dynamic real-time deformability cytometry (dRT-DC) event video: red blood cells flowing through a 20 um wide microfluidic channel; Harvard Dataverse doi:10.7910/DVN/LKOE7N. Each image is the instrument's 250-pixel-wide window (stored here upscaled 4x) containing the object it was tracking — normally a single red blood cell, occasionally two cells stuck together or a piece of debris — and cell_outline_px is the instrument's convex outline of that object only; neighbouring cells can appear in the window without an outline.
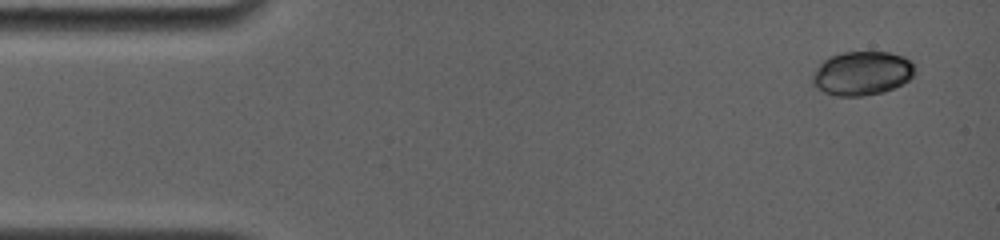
{"species": "common noctule bat (a hibernating species)", "species_latin": "Nyctalus noctula", "temperature_condition": "room temperature", "stored_images_in_passage": 21, "camera_frame_rate_fps": 4000, "um_per_image_px": 0.085, "animal": {"sex": "female", "body_mass_g": 19.0, "forearm_length_mm": 56.7}, "frame": {"image": 1, "passage_image": 1, "time_ms": 0.0, "image_size_px": [1000, 240], "cell_outline_px": [[912, 76], [908, 80], [884, 92], [860, 96], [836, 96], [824, 92], [812, 84], [812, 76], [816, 68], [828, 56], [840, 52], [888, 52], [904, 56], [912, 64]], "centroid_in_image_um": [73.21, 6.22], "position_along_channel_um": 11.8, "area_um2": 26.01}}
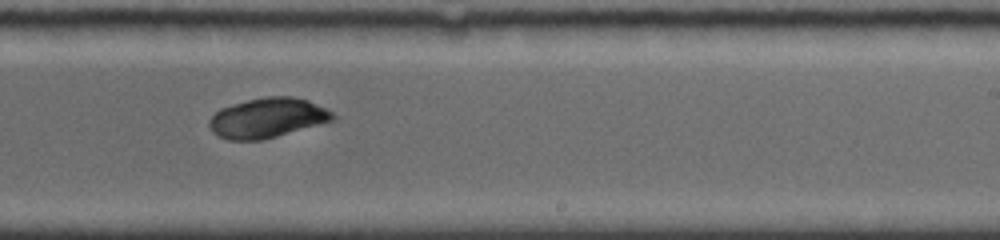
{"frame": {"image": 2, "passage_image": 12, "time_ms": 9.5, "image_size_px": [1000, 240], "cell_outline_px": [[336, 120], [276, 136], [260, 140], [228, 140], [212, 132], [208, 124], [208, 120], [220, 108], [232, 104], [248, 100], [268, 96], [292, 96], [308, 100], [332, 112], [336, 116]], "centroid_in_image_um": [22.73, 10.02], "position_along_channel_um": 266.3, "area_um2": 28.55}}
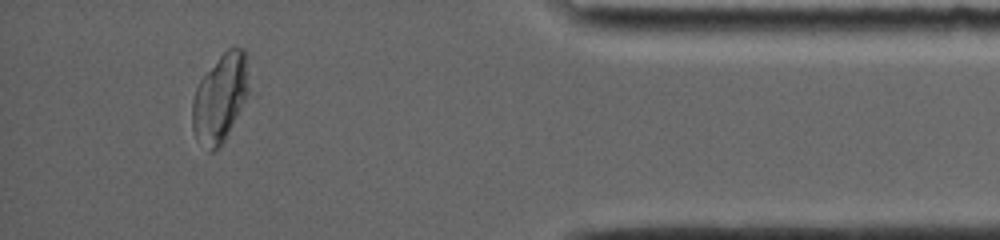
{"frame": {"image": 3, "passage_image": 21, "time_ms": 14.25, "image_size_px": [1000, 240], "cell_outline_px": [[256, 96], [216, 152], [208, 152], [196, 140], [192, 128], [192, 100], [196, 88], [200, 80], [220, 56], [228, 48], [244, 48]], "centroid_in_image_um": [18.86, 8.39], "position_along_channel_um": 416.3, "area_um2": 31.39}, "authors_computed_cell_mechanics": {"area_um2": 28.7266, "velocity_mm_per_s": 3.7772, "shape_relaxation_time_tau1_ms": 4.8279, "shape_relaxation_time_tau2_ms": null, "deformation_change_tau1": 0.0778, "deformation_change_tau2": null}}